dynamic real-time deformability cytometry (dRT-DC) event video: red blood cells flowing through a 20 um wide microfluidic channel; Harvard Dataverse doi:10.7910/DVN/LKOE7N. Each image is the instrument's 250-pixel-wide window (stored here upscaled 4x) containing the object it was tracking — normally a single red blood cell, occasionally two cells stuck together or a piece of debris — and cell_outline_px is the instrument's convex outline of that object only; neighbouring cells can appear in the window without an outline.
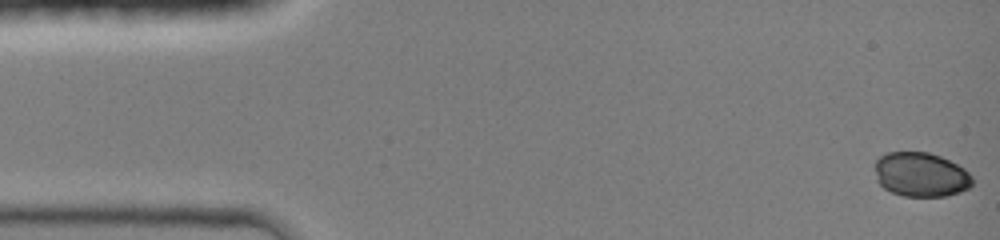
{"species": "common noctule bat (a hibernating species)", "species_latin": "Nyctalus noctula", "temperature_condition": "room temperature", "stored_images_in_passage": 45, "camera_frame_rate_fps": 3000, "um_per_image_px": 0.085, "animal": {"sex": "female", "body_mass_g": 19.0, "forearm_length_mm": 51.5}, "frame": {"image": 1, "passage_image": 1, "time_ms": 0.0, "image_size_px": [1000, 240], "cell_outline_px": [[972, 184], [968, 188], [960, 192], [944, 196], [904, 196], [892, 192], [884, 188], [876, 180], [876, 160], [880, 156], [888, 152], [928, 152], [940, 156], [964, 168], [972, 176]], "centroid_in_image_um": [78.27, 14.84], "position_along_channel_um": 6.7, "area_um2": 25.09}}
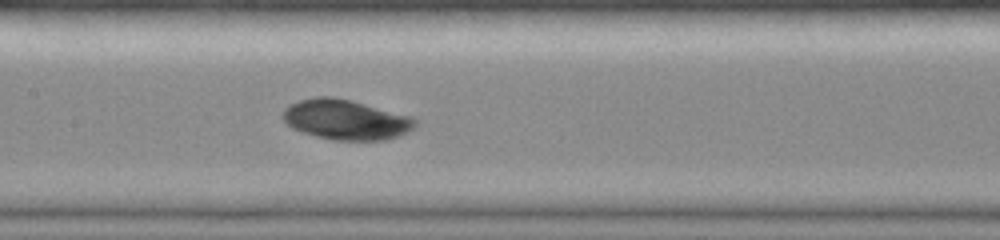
{"frame": {"image": 2, "passage_image": 22, "time_ms": 7.0, "image_size_px": [1000, 240], "cell_outline_px": [[416, 124], [408, 132], [400, 136], [388, 140], [332, 140], [316, 136], [292, 128], [284, 120], [284, 108], [288, 104], [300, 100], [316, 96], [332, 96], [352, 100], [412, 116], [416, 120]], "centroid_in_image_um": [29.42, 10.16], "position_along_channel_um": 178.0, "area_um2": 31.04}}
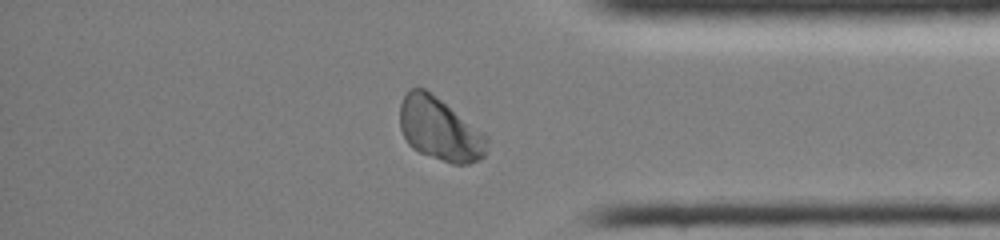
{"frame": {"image": 3, "passage_image": 38, "time_ms": 12.333, "image_size_px": [1000, 240], "cell_outline_px": [[488, 140], [484, 156], [480, 160], [468, 164], [452, 164], [420, 152], [412, 148], [408, 144], [400, 128], [400, 104], [404, 96], [412, 88], [424, 88], [484, 132], [488, 136]], "centroid_in_image_um": [37.39, 11.01], "position_along_channel_um": 397.8, "area_um2": 31.73}}